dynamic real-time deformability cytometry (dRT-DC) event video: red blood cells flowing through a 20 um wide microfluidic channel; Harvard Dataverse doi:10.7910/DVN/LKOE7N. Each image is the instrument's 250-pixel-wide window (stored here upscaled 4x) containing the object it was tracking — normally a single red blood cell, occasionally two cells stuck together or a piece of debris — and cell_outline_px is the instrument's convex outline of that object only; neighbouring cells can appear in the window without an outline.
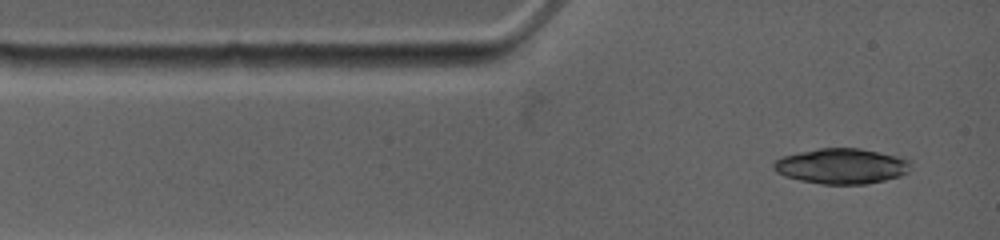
{"species": "common noctule bat (a hibernating species)", "species_latin": "Nyctalus noctula", "temperature_condition": "warm", "stored_images_in_passage": 2, "camera_frame_rate_fps": 4500, "um_per_image_px": 0.085, "animal": {"sex": "female", "body_mass_g": 19.0, "forearm_length_mm": 53.3}, "frame": {"image": 1, "passage_image": 1, "time_ms": 0.0, "image_size_px": [1000, 240], "cell_outline_px": [[912, 168], [908, 172], [900, 176], [868, 184], [824, 184], [800, 180], [784, 176], [776, 172], [772, 168], [772, 164], [776, 160], [784, 156], [800, 152], [820, 148], [860, 148], [904, 156], [912, 164]], "centroid_in_image_um": [71.59, 14.11], "position_along_channel_um": 13.4, "area_um2": 28.55}}